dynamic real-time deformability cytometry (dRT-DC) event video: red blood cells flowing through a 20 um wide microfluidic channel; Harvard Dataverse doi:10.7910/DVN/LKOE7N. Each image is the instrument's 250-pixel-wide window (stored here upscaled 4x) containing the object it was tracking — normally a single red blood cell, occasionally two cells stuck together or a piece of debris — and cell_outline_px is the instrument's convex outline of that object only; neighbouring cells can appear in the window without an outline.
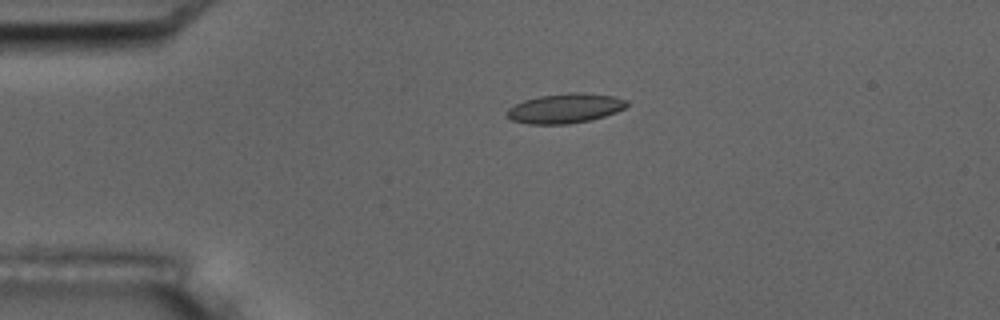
{"species": "common noctule bat (a hibernating species)", "species_latin": "Nyctalus noctula", "temperature_condition": "room temperature", "stored_images_in_passage": 4, "camera_frame_rate_fps": 3000, "um_per_image_px": 0.085, "animal": {"sex": "male", "body_mass_g": 17.5, "forearm_length_mm": 52.3}, "frame": {"image": 1, "passage_image": 3, "time_ms": 0.667, "image_size_px": [1000, 320], "cell_outline_px": [[628, 104], [624, 108], [616, 112], [604, 116], [588, 120], [568, 124], [528, 124], [512, 120], [504, 116], [504, 112], [508, 108], [524, 100], [540, 96], [568, 92], [584, 92], [612, 96], [628, 100]], "centroid_in_image_um": [48.0, 9.2], "position_along_channel_um": 37.0, "area_um2": 20.81}}